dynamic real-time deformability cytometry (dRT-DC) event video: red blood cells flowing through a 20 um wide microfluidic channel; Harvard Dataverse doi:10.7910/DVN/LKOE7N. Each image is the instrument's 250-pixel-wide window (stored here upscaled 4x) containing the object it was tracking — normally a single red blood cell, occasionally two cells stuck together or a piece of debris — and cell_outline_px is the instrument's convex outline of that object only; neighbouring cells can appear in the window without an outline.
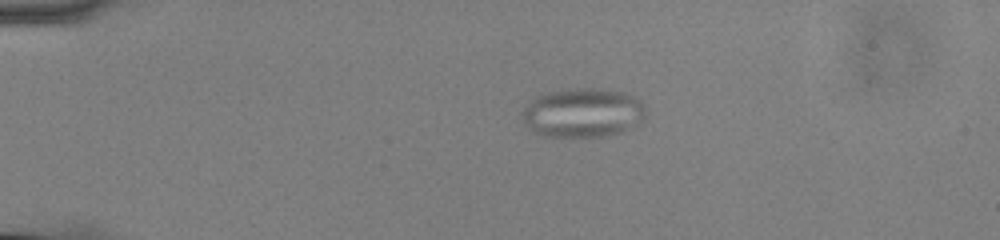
{"species": "common noctule bat (a hibernating species)", "species_latin": "Nyctalus noctula", "temperature_condition": "cold", "stored_images_in_passage": 45, "camera_frame_rate_fps": 3000, "um_per_image_px": 0.085, "animal": {"sex": "male", "body_mass_g": 13.0, "forearm_length_mm": 53.1}, "frame": {"image": 1, "passage_image": 2, "time_ms": 0.333, "image_size_px": [1000, 240], "cell_outline_px": [[648, 112], [632, 128], [624, 132], [608, 136], [544, 136], [528, 128], [520, 112], [528, 100], [536, 96], [552, 92], [580, 88], [600, 88], [620, 92], [632, 96], [640, 100], [644, 104]], "centroid_in_image_um": [49.55, 9.59], "position_along_channel_um": 35.5, "area_um2": 35.49}}
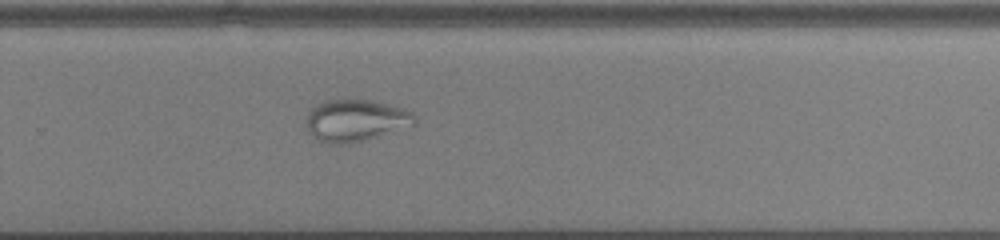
{"frame": {"image": 2, "passage_image": 28, "time_ms": 9.0, "image_size_px": [1000, 240], "cell_outline_px": [[416, 124], [364, 140], [348, 144], [328, 144], [316, 140], [308, 132], [308, 112], [316, 104], [324, 100], [372, 100], [404, 108], [412, 112], [416, 116]], "centroid_in_image_um": [30.23, 10.24], "position_along_channel_um": 299.6, "area_um2": 26.47}}
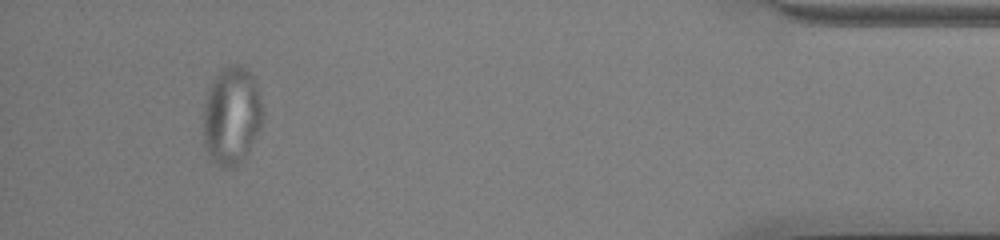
{"frame": {"image": 3, "passage_image": 42, "time_ms": 13.667, "image_size_px": [1000, 240], "cell_outline_px": [[264, 120], [244, 160], [232, 168], [224, 168], [216, 164], [212, 160], [204, 148], [204, 108], [208, 92], [216, 76], [228, 64], [236, 64], [252, 72], [256, 80], [264, 112]], "centroid_in_image_um": [19.73, 9.86], "position_along_channel_um": 415.5, "area_um2": 34.22}}